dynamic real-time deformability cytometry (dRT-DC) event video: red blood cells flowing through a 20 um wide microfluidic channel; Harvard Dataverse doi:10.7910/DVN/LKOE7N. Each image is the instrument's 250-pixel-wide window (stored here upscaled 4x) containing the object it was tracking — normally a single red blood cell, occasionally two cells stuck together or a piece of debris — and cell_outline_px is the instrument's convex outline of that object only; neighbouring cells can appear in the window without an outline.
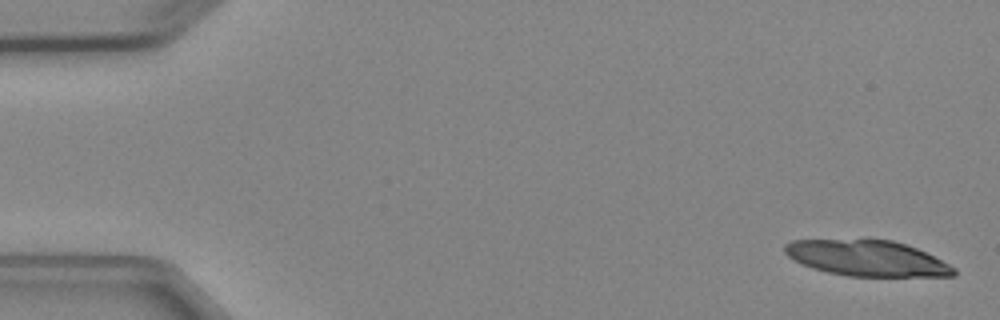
{"species": "Egyptian fruit bat (a non-hibernating species)", "species_latin": "Rousettus aegyptiacus", "temperature_condition": "cold", "stored_images_in_passage": 5, "camera_frame_rate_fps": 3000, "um_per_image_px": 0.085, "animal": {"sex": "female"}, "frame": {"image": 1, "passage_image": 1, "time_ms": 0.0, "image_size_px": [1000, 320], "cell_outline_px": [[956, 272], [952, 276], [848, 276], [828, 272], [812, 268], [788, 256], [784, 252], [784, 244], [792, 240], [892, 240], [916, 248], [956, 268]], "centroid_in_image_um": [73.68, 21.95], "position_along_channel_um": 11.3, "area_um2": 34.62}}